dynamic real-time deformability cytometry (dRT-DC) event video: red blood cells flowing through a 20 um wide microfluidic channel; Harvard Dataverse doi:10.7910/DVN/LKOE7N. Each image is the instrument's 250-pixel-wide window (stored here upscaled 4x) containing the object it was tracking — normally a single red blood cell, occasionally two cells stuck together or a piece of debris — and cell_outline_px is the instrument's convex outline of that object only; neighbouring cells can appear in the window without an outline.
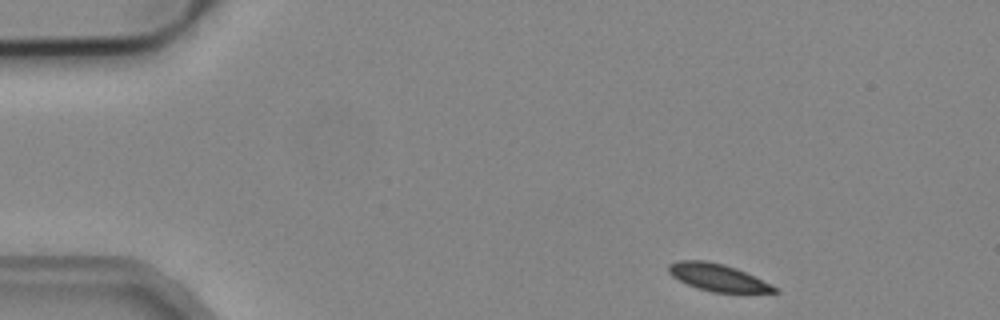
{"species": "common noctule bat (a hibernating species)", "species_latin": "Nyctalus noctula", "temperature_condition": "cold", "stored_images_in_passage": 4, "camera_frame_rate_fps": 3000, "um_per_image_px": 0.085, "animal": {"sex": "male", "body_mass_g": 19.2, "forearm_length_mm": 51.8}, "frame": {"image": 1, "passage_image": 1, "time_ms": 0.0, "image_size_px": [1000, 320], "cell_outline_px": [[780, 292], [712, 292], [696, 288], [672, 276], [668, 272], [668, 264], [680, 260], [704, 260], [724, 264], [736, 268], [780, 288]], "centroid_in_image_um": [61.01, 23.58], "position_along_channel_um": 24.0, "area_um2": 16.7}}
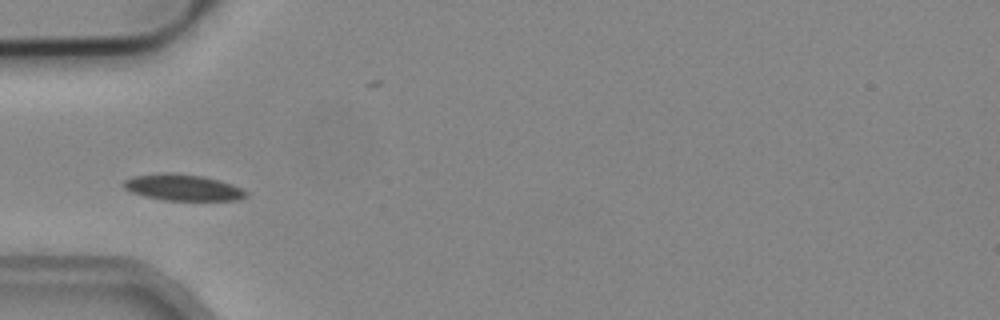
{"frame": {"image": 2, "passage_image": 4, "time_ms": 1.0, "image_size_px": [1000, 320], "cell_outline_px": [[248, 196], [240, 200], [164, 200], [144, 196], [132, 192], [124, 188], [120, 184], [124, 180], [132, 176], [164, 172], [168, 172], [200, 176], [232, 184], [248, 192]], "centroid_in_image_um": [15.5, 15.94], "position_along_channel_um": 69.5, "area_um2": 18.73}}